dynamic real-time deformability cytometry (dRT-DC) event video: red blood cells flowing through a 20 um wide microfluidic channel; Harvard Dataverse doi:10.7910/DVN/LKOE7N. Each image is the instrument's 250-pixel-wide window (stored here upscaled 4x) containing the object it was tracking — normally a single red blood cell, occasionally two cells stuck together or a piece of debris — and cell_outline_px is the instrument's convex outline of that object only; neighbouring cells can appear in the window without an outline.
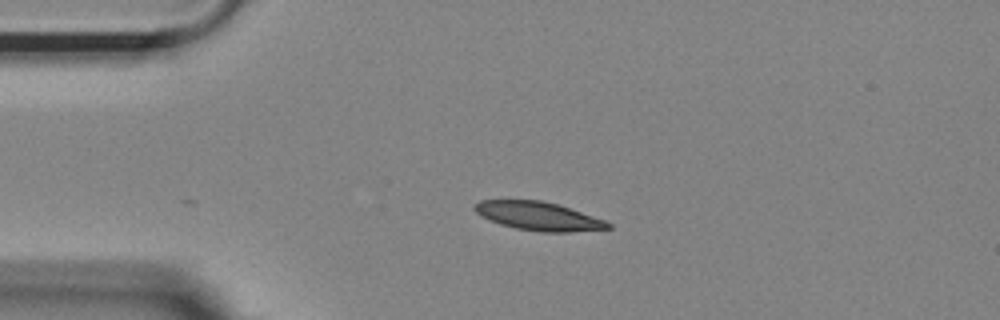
{"species": "Egyptian fruit bat (a non-hibernating species)", "species_latin": "Rousettus aegyptiacus", "temperature_condition": "room temperature", "stored_images_in_passage": 18, "camera_frame_rate_fps": 3000, "um_per_image_px": 0.085, "animal": {"sex": "female"}, "frame": {"image": 1, "passage_image": 1, "time_ms": 0.0, "image_size_px": [1000, 320], "cell_outline_px": [[612, 228], [568, 232], [544, 232], [516, 228], [500, 224], [480, 216], [472, 208], [480, 200], [540, 200], [556, 204], [604, 220], [612, 224]], "centroid_in_image_um": [45.73, 18.37], "position_along_channel_um": 39.3, "area_um2": 21.85}}
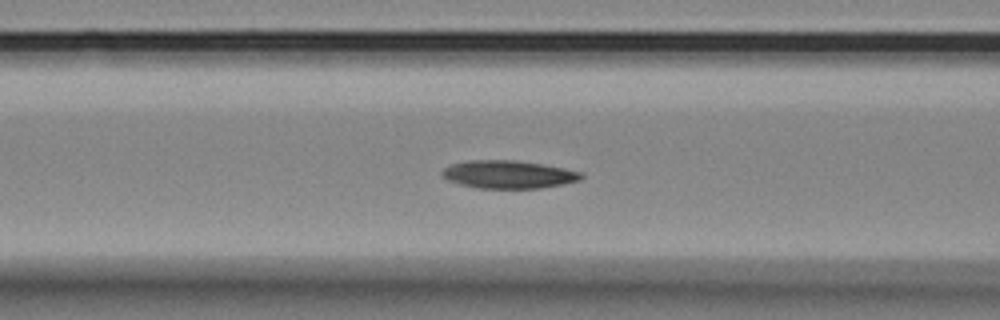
{"frame": {"image": 2, "passage_image": 10, "time_ms": 3.0, "image_size_px": [1000, 320], "cell_outline_px": [[584, 176], [580, 180], [540, 188], [476, 188], [460, 184], [448, 180], [440, 172], [444, 168], [452, 164], [468, 160], [516, 160], [544, 164], [564, 168], [580, 172]], "centroid_in_image_um": [43.2, 14.82], "position_along_channel_um": 123.4, "area_um2": 22.54}}
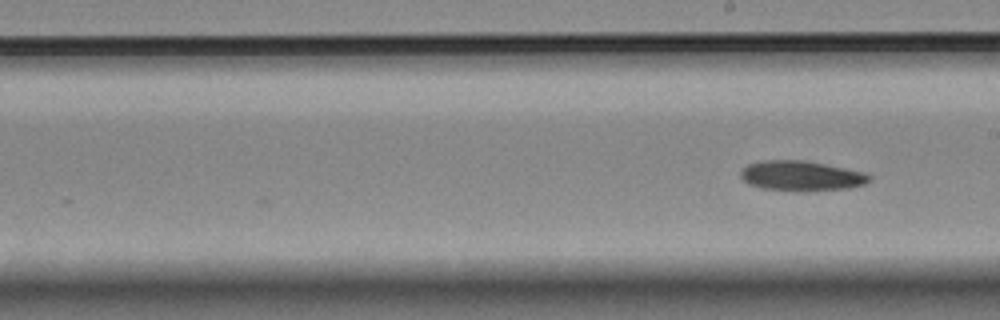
{"frame": {"image": 3, "passage_image": 18, "time_ms": 5.667, "image_size_px": [1000, 320], "cell_outline_px": [[872, 180], [864, 184], [848, 188], [796, 192], [760, 188], [748, 184], [740, 176], [740, 172], [748, 164], [764, 160], [804, 160], [864, 172], [872, 176]], "centroid_in_image_um": [68.1, 14.96], "position_along_channel_um": 220.9, "area_um2": 22.66}}